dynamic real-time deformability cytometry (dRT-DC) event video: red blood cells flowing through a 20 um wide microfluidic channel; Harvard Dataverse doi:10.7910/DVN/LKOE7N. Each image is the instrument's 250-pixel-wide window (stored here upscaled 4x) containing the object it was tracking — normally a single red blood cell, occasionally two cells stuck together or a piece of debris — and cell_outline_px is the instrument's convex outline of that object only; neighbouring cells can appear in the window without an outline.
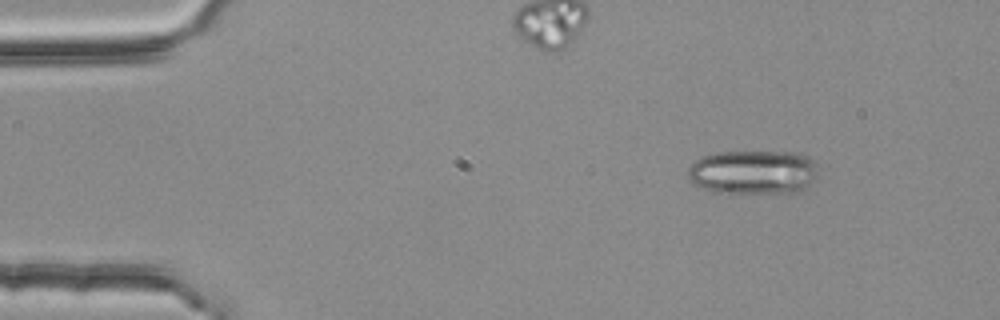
{"species": "common noctule bat (a hibernating species)", "species_latin": "Nyctalus noctula", "temperature_condition": "room temperature", "stored_images_in_passage": 53, "camera_frame_rate_fps": 3000, "um_per_image_px": 0.085, "animal": {"sex": "female", "body_mass_g": 25.1}, "frame": {"image": 1, "passage_image": 6, "time_ms": 1.667, "image_size_px": [1000, 320], "cell_outline_px": [[816, 176], [804, 192], [712, 192], [700, 188], [692, 184], [688, 176], [688, 168], [696, 160], [704, 156], [720, 152], [796, 152], [812, 160], [816, 164]], "centroid_in_image_um": [64.01, 14.64], "position_along_channel_um": 21.0, "area_um2": 33.41}}
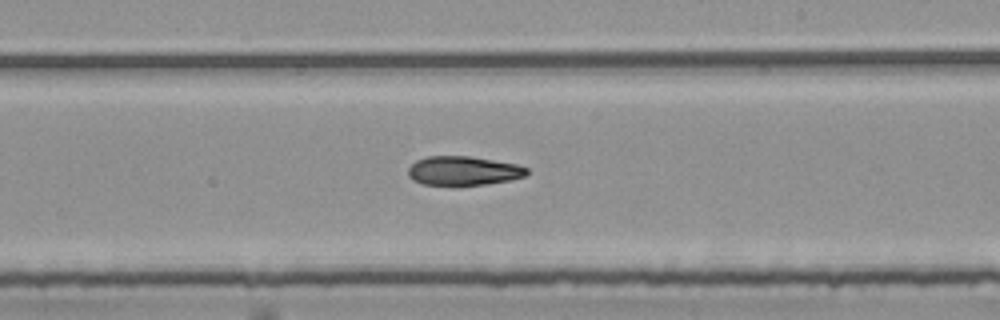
{"frame": {"image": 2, "passage_image": 31, "time_ms": 10.0, "image_size_px": [1000, 320], "cell_outline_px": [[528, 172], [524, 176], [508, 180], [484, 184], [424, 184], [412, 180], [408, 176], [408, 168], [416, 160], [428, 156], [468, 156], [516, 164], [528, 168]], "centroid_in_image_um": [39.35, 14.5], "position_along_channel_um": 249.7, "area_um2": 19.71}}
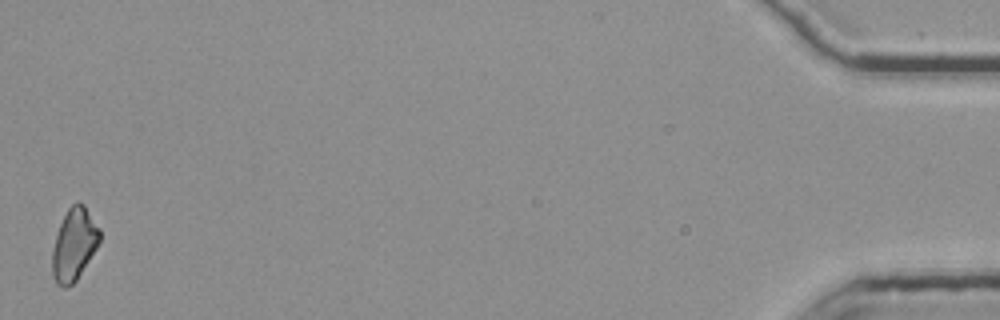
{"frame": {"image": 3, "passage_image": 53, "time_ms": 17.333, "image_size_px": [1000, 320], "cell_outline_px": [[100, 240], [96, 248], [76, 280], [68, 288], [64, 288], [56, 284], [52, 276], [52, 252], [56, 236], [60, 224], [68, 208], [76, 200], [80, 200], [84, 204], [100, 228]], "centroid_in_image_um": [6.29, 20.76], "position_along_channel_um": 428.9, "area_um2": 20.0}}